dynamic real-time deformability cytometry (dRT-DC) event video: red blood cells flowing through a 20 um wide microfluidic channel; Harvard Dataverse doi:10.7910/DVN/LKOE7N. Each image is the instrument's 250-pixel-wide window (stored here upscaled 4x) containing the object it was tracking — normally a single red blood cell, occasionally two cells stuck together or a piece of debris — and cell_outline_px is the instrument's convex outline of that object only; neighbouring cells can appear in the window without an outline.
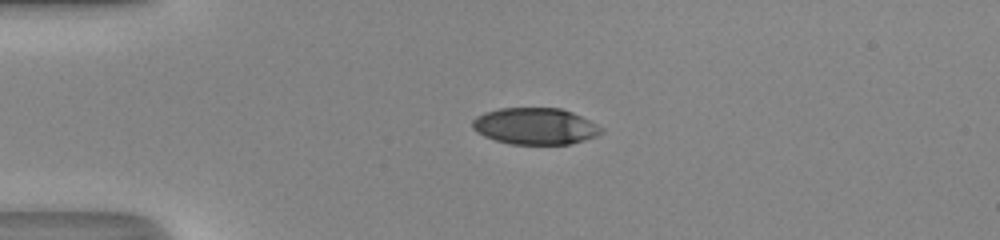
{"species": "human", "species_latin": "Homo sapiens", "temperature_condition": "room temperature", "stored_images_in_passage": 37, "camera_frame_rate_fps": 3000, "um_per_image_px": 0.085, "donor": {"sex": "male"}, "frame": {"image": 1, "passage_image": 1, "time_ms": 0.0, "image_size_px": [1000, 240], "cell_outline_px": [[604, 132], [596, 136], [572, 144], [512, 144], [496, 140], [484, 136], [476, 132], [472, 128], [472, 120], [476, 116], [484, 112], [500, 108], [560, 108], [572, 112], [604, 128]], "centroid_in_image_um": [45.48, 10.73], "position_along_channel_um": 39.5, "area_um2": 27.51}}
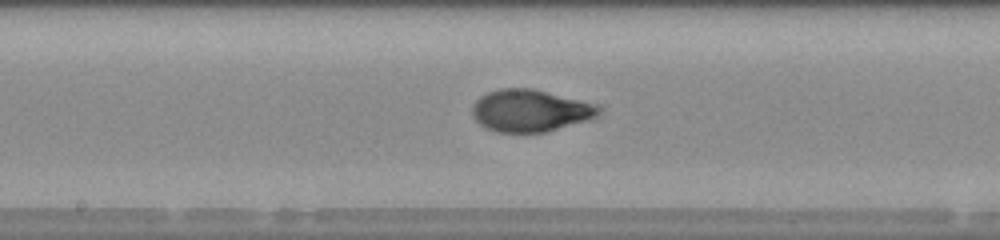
{"frame": {"image": 2, "passage_image": 15, "time_ms": 4.667, "image_size_px": [1000, 240], "cell_outline_px": [[596, 112], [588, 120], [548, 132], [496, 132], [480, 124], [476, 120], [472, 112], [472, 108], [476, 100], [480, 96], [488, 92], [500, 88], [532, 88], [592, 104], [596, 108]], "centroid_in_image_um": [44.96, 9.41], "position_along_channel_um": 203.2, "area_um2": 30.29}}
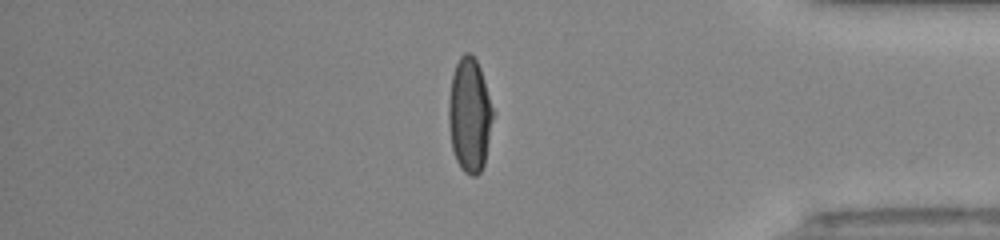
{"frame": {"image": 3, "passage_image": 30, "time_ms": 9.667, "image_size_px": [1000, 240], "cell_outline_px": [[492, 116], [484, 164], [480, 172], [476, 176], [472, 176], [464, 172], [460, 168], [456, 160], [452, 148], [448, 124], [448, 100], [452, 76], [456, 64], [460, 56], [464, 52], [468, 52], [476, 60], [480, 68], [484, 80], [492, 108]], "centroid_in_image_um": [39.87, 9.79], "position_along_channel_um": 395.3, "area_um2": 29.13}, "authors_computed_cell_mechanics": {"area_um2": 29.9404, "velocity_mm_per_s": 4.3497, "shape_relaxation_time_tau1_ms": 3.9477, "shape_relaxation_time_tau2_ms": 0.5603, "deformation_change_tau1": 0.226, "deformation_change_tau2": 0.0472}}